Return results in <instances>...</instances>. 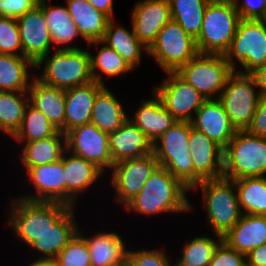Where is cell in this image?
Here are the masks:
<instances>
[{
    "mask_svg": "<svg viewBox=\"0 0 266 266\" xmlns=\"http://www.w3.org/2000/svg\"><path fill=\"white\" fill-rule=\"evenodd\" d=\"M189 191L167 169L159 165L138 195L125 205V209L148 216L164 212H192L194 207L186 196Z\"/></svg>",
    "mask_w": 266,
    "mask_h": 266,
    "instance_id": "1",
    "label": "cell"
},
{
    "mask_svg": "<svg viewBox=\"0 0 266 266\" xmlns=\"http://www.w3.org/2000/svg\"><path fill=\"white\" fill-rule=\"evenodd\" d=\"M44 64V66H43ZM41 75H33L45 85L69 89L83 86L93 81L91 76L90 52L80 49L58 50L41 57L34 71L42 68Z\"/></svg>",
    "mask_w": 266,
    "mask_h": 266,
    "instance_id": "2",
    "label": "cell"
},
{
    "mask_svg": "<svg viewBox=\"0 0 266 266\" xmlns=\"http://www.w3.org/2000/svg\"><path fill=\"white\" fill-rule=\"evenodd\" d=\"M11 211L7 226L19 241L30 245L52 227L71 207L59 202L30 201L10 198Z\"/></svg>",
    "mask_w": 266,
    "mask_h": 266,
    "instance_id": "3",
    "label": "cell"
},
{
    "mask_svg": "<svg viewBox=\"0 0 266 266\" xmlns=\"http://www.w3.org/2000/svg\"><path fill=\"white\" fill-rule=\"evenodd\" d=\"M190 131L191 122L175 121L153 143V153L159 165L191 191L194 188V165L189 145Z\"/></svg>",
    "mask_w": 266,
    "mask_h": 266,
    "instance_id": "4",
    "label": "cell"
},
{
    "mask_svg": "<svg viewBox=\"0 0 266 266\" xmlns=\"http://www.w3.org/2000/svg\"><path fill=\"white\" fill-rule=\"evenodd\" d=\"M240 20L232 0H210L200 34L195 39L198 53L224 55L231 46Z\"/></svg>",
    "mask_w": 266,
    "mask_h": 266,
    "instance_id": "5",
    "label": "cell"
},
{
    "mask_svg": "<svg viewBox=\"0 0 266 266\" xmlns=\"http://www.w3.org/2000/svg\"><path fill=\"white\" fill-rule=\"evenodd\" d=\"M198 187L209 226L214 235L223 237L242 216L234 180L226 177L207 179L192 190Z\"/></svg>",
    "mask_w": 266,
    "mask_h": 266,
    "instance_id": "6",
    "label": "cell"
},
{
    "mask_svg": "<svg viewBox=\"0 0 266 266\" xmlns=\"http://www.w3.org/2000/svg\"><path fill=\"white\" fill-rule=\"evenodd\" d=\"M266 176V138L237 130L224 148L223 177L235 180Z\"/></svg>",
    "mask_w": 266,
    "mask_h": 266,
    "instance_id": "7",
    "label": "cell"
},
{
    "mask_svg": "<svg viewBox=\"0 0 266 266\" xmlns=\"http://www.w3.org/2000/svg\"><path fill=\"white\" fill-rule=\"evenodd\" d=\"M233 72L224 55L198 53L176 73L208 100L219 98Z\"/></svg>",
    "mask_w": 266,
    "mask_h": 266,
    "instance_id": "8",
    "label": "cell"
},
{
    "mask_svg": "<svg viewBox=\"0 0 266 266\" xmlns=\"http://www.w3.org/2000/svg\"><path fill=\"white\" fill-rule=\"evenodd\" d=\"M224 56L234 71H237L234 62L240 63L243 67L242 71L238 69L240 73H252L266 65V20L241 19Z\"/></svg>",
    "mask_w": 266,
    "mask_h": 266,
    "instance_id": "9",
    "label": "cell"
},
{
    "mask_svg": "<svg viewBox=\"0 0 266 266\" xmlns=\"http://www.w3.org/2000/svg\"><path fill=\"white\" fill-rule=\"evenodd\" d=\"M261 95L250 73L234 71L228 78L218 100L222 103L236 130H246L259 104Z\"/></svg>",
    "mask_w": 266,
    "mask_h": 266,
    "instance_id": "10",
    "label": "cell"
},
{
    "mask_svg": "<svg viewBox=\"0 0 266 266\" xmlns=\"http://www.w3.org/2000/svg\"><path fill=\"white\" fill-rule=\"evenodd\" d=\"M197 54L195 39L174 20L160 30L148 50V56H152L166 73L177 72Z\"/></svg>",
    "mask_w": 266,
    "mask_h": 266,
    "instance_id": "11",
    "label": "cell"
},
{
    "mask_svg": "<svg viewBox=\"0 0 266 266\" xmlns=\"http://www.w3.org/2000/svg\"><path fill=\"white\" fill-rule=\"evenodd\" d=\"M167 78L153 89L165 109L176 121L191 122L206 99L176 72H168Z\"/></svg>",
    "mask_w": 266,
    "mask_h": 266,
    "instance_id": "12",
    "label": "cell"
},
{
    "mask_svg": "<svg viewBox=\"0 0 266 266\" xmlns=\"http://www.w3.org/2000/svg\"><path fill=\"white\" fill-rule=\"evenodd\" d=\"M158 166L159 162L153 152L140 158L114 163L109 171L110 183L116 192L115 201L125 206L138 195Z\"/></svg>",
    "mask_w": 266,
    "mask_h": 266,
    "instance_id": "13",
    "label": "cell"
},
{
    "mask_svg": "<svg viewBox=\"0 0 266 266\" xmlns=\"http://www.w3.org/2000/svg\"><path fill=\"white\" fill-rule=\"evenodd\" d=\"M65 135L68 152L90 161L103 173L111 169L109 134L90 122L69 130Z\"/></svg>",
    "mask_w": 266,
    "mask_h": 266,
    "instance_id": "14",
    "label": "cell"
},
{
    "mask_svg": "<svg viewBox=\"0 0 266 266\" xmlns=\"http://www.w3.org/2000/svg\"><path fill=\"white\" fill-rule=\"evenodd\" d=\"M171 20L169 0H140L131 11V27L139 42L148 50L160 30Z\"/></svg>",
    "mask_w": 266,
    "mask_h": 266,
    "instance_id": "15",
    "label": "cell"
},
{
    "mask_svg": "<svg viewBox=\"0 0 266 266\" xmlns=\"http://www.w3.org/2000/svg\"><path fill=\"white\" fill-rule=\"evenodd\" d=\"M189 145L194 165V187L203 180L223 177L224 149L221 146L192 125Z\"/></svg>",
    "mask_w": 266,
    "mask_h": 266,
    "instance_id": "16",
    "label": "cell"
},
{
    "mask_svg": "<svg viewBox=\"0 0 266 266\" xmlns=\"http://www.w3.org/2000/svg\"><path fill=\"white\" fill-rule=\"evenodd\" d=\"M22 44V56L34 64L51 50V37L44 13L39 5L17 18Z\"/></svg>",
    "mask_w": 266,
    "mask_h": 266,
    "instance_id": "17",
    "label": "cell"
},
{
    "mask_svg": "<svg viewBox=\"0 0 266 266\" xmlns=\"http://www.w3.org/2000/svg\"><path fill=\"white\" fill-rule=\"evenodd\" d=\"M35 194L19 197L30 201L59 202L65 204V174L63 156L58 162L35 167H24Z\"/></svg>",
    "mask_w": 266,
    "mask_h": 266,
    "instance_id": "18",
    "label": "cell"
},
{
    "mask_svg": "<svg viewBox=\"0 0 266 266\" xmlns=\"http://www.w3.org/2000/svg\"><path fill=\"white\" fill-rule=\"evenodd\" d=\"M191 125L192 128L204 133L223 149L237 132L218 99L206 100L195 113Z\"/></svg>",
    "mask_w": 266,
    "mask_h": 266,
    "instance_id": "19",
    "label": "cell"
},
{
    "mask_svg": "<svg viewBox=\"0 0 266 266\" xmlns=\"http://www.w3.org/2000/svg\"><path fill=\"white\" fill-rule=\"evenodd\" d=\"M63 169L65 174V204L70 207H76L75 204L80 193H85L89 187L91 188L93 184H96L100 177L104 176L103 172L93 163L67 150L63 154Z\"/></svg>",
    "mask_w": 266,
    "mask_h": 266,
    "instance_id": "20",
    "label": "cell"
},
{
    "mask_svg": "<svg viewBox=\"0 0 266 266\" xmlns=\"http://www.w3.org/2000/svg\"><path fill=\"white\" fill-rule=\"evenodd\" d=\"M109 152L114 164L152 153L153 144L131 120L127 119L120 128L109 134Z\"/></svg>",
    "mask_w": 266,
    "mask_h": 266,
    "instance_id": "21",
    "label": "cell"
},
{
    "mask_svg": "<svg viewBox=\"0 0 266 266\" xmlns=\"http://www.w3.org/2000/svg\"><path fill=\"white\" fill-rule=\"evenodd\" d=\"M222 241L246 256L266 243V216L242 214L240 220L222 237Z\"/></svg>",
    "mask_w": 266,
    "mask_h": 266,
    "instance_id": "22",
    "label": "cell"
},
{
    "mask_svg": "<svg viewBox=\"0 0 266 266\" xmlns=\"http://www.w3.org/2000/svg\"><path fill=\"white\" fill-rule=\"evenodd\" d=\"M75 209L76 207H71L30 245L31 249L42 254L40 257L38 256V259H55L79 232L78 222L75 220Z\"/></svg>",
    "mask_w": 266,
    "mask_h": 266,
    "instance_id": "23",
    "label": "cell"
},
{
    "mask_svg": "<svg viewBox=\"0 0 266 266\" xmlns=\"http://www.w3.org/2000/svg\"><path fill=\"white\" fill-rule=\"evenodd\" d=\"M28 95L29 103L65 134V90L45 85L34 77Z\"/></svg>",
    "mask_w": 266,
    "mask_h": 266,
    "instance_id": "24",
    "label": "cell"
},
{
    "mask_svg": "<svg viewBox=\"0 0 266 266\" xmlns=\"http://www.w3.org/2000/svg\"><path fill=\"white\" fill-rule=\"evenodd\" d=\"M104 86L92 81L65 90V134L77 126L91 122L96 96Z\"/></svg>",
    "mask_w": 266,
    "mask_h": 266,
    "instance_id": "25",
    "label": "cell"
},
{
    "mask_svg": "<svg viewBox=\"0 0 266 266\" xmlns=\"http://www.w3.org/2000/svg\"><path fill=\"white\" fill-rule=\"evenodd\" d=\"M90 253L91 266H118L127 260L128 249L122 237L115 232H98L91 237L84 236Z\"/></svg>",
    "mask_w": 266,
    "mask_h": 266,
    "instance_id": "26",
    "label": "cell"
},
{
    "mask_svg": "<svg viewBox=\"0 0 266 266\" xmlns=\"http://www.w3.org/2000/svg\"><path fill=\"white\" fill-rule=\"evenodd\" d=\"M153 94L152 98L140 101L134 116L132 118L128 117L148 137L152 144L176 121L165 109L156 94Z\"/></svg>",
    "mask_w": 266,
    "mask_h": 266,
    "instance_id": "27",
    "label": "cell"
},
{
    "mask_svg": "<svg viewBox=\"0 0 266 266\" xmlns=\"http://www.w3.org/2000/svg\"><path fill=\"white\" fill-rule=\"evenodd\" d=\"M38 5L42 8L45 21L48 24L53 48L58 45V50L80 49V47L71 44L78 36L80 37V34L66 5L53 6L49 0H39Z\"/></svg>",
    "mask_w": 266,
    "mask_h": 266,
    "instance_id": "28",
    "label": "cell"
},
{
    "mask_svg": "<svg viewBox=\"0 0 266 266\" xmlns=\"http://www.w3.org/2000/svg\"><path fill=\"white\" fill-rule=\"evenodd\" d=\"M68 13L86 44L103 39L110 20L88 0H65Z\"/></svg>",
    "mask_w": 266,
    "mask_h": 266,
    "instance_id": "29",
    "label": "cell"
},
{
    "mask_svg": "<svg viewBox=\"0 0 266 266\" xmlns=\"http://www.w3.org/2000/svg\"><path fill=\"white\" fill-rule=\"evenodd\" d=\"M102 41L122 56L134 71L140 66L143 51L148 54V49L139 42L133 27L127 29L116 24L114 19L108 21Z\"/></svg>",
    "mask_w": 266,
    "mask_h": 266,
    "instance_id": "30",
    "label": "cell"
},
{
    "mask_svg": "<svg viewBox=\"0 0 266 266\" xmlns=\"http://www.w3.org/2000/svg\"><path fill=\"white\" fill-rule=\"evenodd\" d=\"M124 110L119 99L104 86L96 96L91 123L107 134L114 133L129 117Z\"/></svg>",
    "mask_w": 266,
    "mask_h": 266,
    "instance_id": "31",
    "label": "cell"
},
{
    "mask_svg": "<svg viewBox=\"0 0 266 266\" xmlns=\"http://www.w3.org/2000/svg\"><path fill=\"white\" fill-rule=\"evenodd\" d=\"M66 148V135L58 130L53 136L24 143L20 160L24 167H35L58 162Z\"/></svg>",
    "mask_w": 266,
    "mask_h": 266,
    "instance_id": "32",
    "label": "cell"
},
{
    "mask_svg": "<svg viewBox=\"0 0 266 266\" xmlns=\"http://www.w3.org/2000/svg\"><path fill=\"white\" fill-rule=\"evenodd\" d=\"M29 68L34 69L35 64L27 57L0 54V91L28 92Z\"/></svg>",
    "mask_w": 266,
    "mask_h": 266,
    "instance_id": "33",
    "label": "cell"
},
{
    "mask_svg": "<svg viewBox=\"0 0 266 266\" xmlns=\"http://www.w3.org/2000/svg\"><path fill=\"white\" fill-rule=\"evenodd\" d=\"M100 44L102 47L98 49ZM91 45H94L93 48L95 47L97 50V54L95 55L90 52L91 76L93 81L105 85L102 79L103 74L108 77L107 79H111L134 70L122 56L102 40L88 43L89 47Z\"/></svg>",
    "mask_w": 266,
    "mask_h": 266,
    "instance_id": "34",
    "label": "cell"
},
{
    "mask_svg": "<svg viewBox=\"0 0 266 266\" xmlns=\"http://www.w3.org/2000/svg\"><path fill=\"white\" fill-rule=\"evenodd\" d=\"M234 183L242 214L266 216V176L244 177Z\"/></svg>",
    "mask_w": 266,
    "mask_h": 266,
    "instance_id": "35",
    "label": "cell"
},
{
    "mask_svg": "<svg viewBox=\"0 0 266 266\" xmlns=\"http://www.w3.org/2000/svg\"><path fill=\"white\" fill-rule=\"evenodd\" d=\"M29 104L28 92L0 91V130L13 137L20 129Z\"/></svg>",
    "mask_w": 266,
    "mask_h": 266,
    "instance_id": "36",
    "label": "cell"
},
{
    "mask_svg": "<svg viewBox=\"0 0 266 266\" xmlns=\"http://www.w3.org/2000/svg\"><path fill=\"white\" fill-rule=\"evenodd\" d=\"M210 0H169L171 19L194 39L200 34L204 12Z\"/></svg>",
    "mask_w": 266,
    "mask_h": 266,
    "instance_id": "37",
    "label": "cell"
},
{
    "mask_svg": "<svg viewBox=\"0 0 266 266\" xmlns=\"http://www.w3.org/2000/svg\"><path fill=\"white\" fill-rule=\"evenodd\" d=\"M215 236V239L209 234L194 236L181 248V256L177 258L174 266H209L215 249L222 242L221 236Z\"/></svg>",
    "mask_w": 266,
    "mask_h": 266,
    "instance_id": "38",
    "label": "cell"
},
{
    "mask_svg": "<svg viewBox=\"0 0 266 266\" xmlns=\"http://www.w3.org/2000/svg\"><path fill=\"white\" fill-rule=\"evenodd\" d=\"M57 131L58 129L29 103L25 109L22 125L12 139L23 144L48 138Z\"/></svg>",
    "mask_w": 266,
    "mask_h": 266,
    "instance_id": "39",
    "label": "cell"
},
{
    "mask_svg": "<svg viewBox=\"0 0 266 266\" xmlns=\"http://www.w3.org/2000/svg\"><path fill=\"white\" fill-rule=\"evenodd\" d=\"M55 260L58 266H91L86 240L77 233Z\"/></svg>",
    "mask_w": 266,
    "mask_h": 266,
    "instance_id": "40",
    "label": "cell"
},
{
    "mask_svg": "<svg viewBox=\"0 0 266 266\" xmlns=\"http://www.w3.org/2000/svg\"><path fill=\"white\" fill-rule=\"evenodd\" d=\"M0 54L22 56L17 19L0 17Z\"/></svg>",
    "mask_w": 266,
    "mask_h": 266,
    "instance_id": "41",
    "label": "cell"
},
{
    "mask_svg": "<svg viewBox=\"0 0 266 266\" xmlns=\"http://www.w3.org/2000/svg\"><path fill=\"white\" fill-rule=\"evenodd\" d=\"M129 266H173L166 252L162 249H139L127 252Z\"/></svg>",
    "mask_w": 266,
    "mask_h": 266,
    "instance_id": "42",
    "label": "cell"
},
{
    "mask_svg": "<svg viewBox=\"0 0 266 266\" xmlns=\"http://www.w3.org/2000/svg\"><path fill=\"white\" fill-rule=\"evenodd\" d=\"M246 256L229 248L223 241L215 249L209 266H244Z\"/></svg>",
    "mask_w": 266,
    "mask_h": 266,
    "instance_id": "43",
    "label": "cell"
},
{
    "mask_svg": "<svg viewBox=\"0 0 266 266\" xmlns=\"http://www.w3.org/2000/svg\"><path fill=\"white\" fill-rule=\"evenodd\" d=\"M240 19L266 20V0H232Z\"/></svg>",
    "mask_w": 266,
    "mask_h": 266,
    "instance_id": "44",
    "label": "cell"
},
{
    "mask_svg": "<svg viewBox=\"0 0 266 266\" xmlns=\"http://www.w3.org/2000/svg\"><path fill=\"white\" fill-rule=\"evenodd\" d=\"M39 0H0V17L17 19L38 5Z\"/></svg>",
    "mask_w": 266,
    "mask_h": 266,
    "instance_id": "45",
    "label": "cell"
},
{
    "mask_svg": "<svg viewBox=\"0 0 266 266\" xmlns=\"http://www.w3.org/2000/svg\"><path fill=\"white\" fill-rule=\"evenodd\" d=\"M246 131L249 134L266 138V96L260 98L255 114Z\"/></svg>",
    "mask_w": 266,
    "mask_h": 266,
    "instance_id": "46",
    "label": "cell"
},
{
    "mask_svg": "<svg viewBox=\"0 0 266 266\" xmlns=\"http://www.w3.org/2000/svg\"><path fill=\"white\" fill-rule=\"evenodd\" d=\"M246 263L250 266H266V243L247 254Z\"/></svg>",
    "mask_w": 266,
    "mask_h": 266,
    "instance_id": "47",
    "label": "cell"
},
{
    "mask_svg": "<svg viewBox=\"0 0 266 266\" xmlns=\"http://www.w3.org/2000/svg\"><path fill=\"white\" fill-rule=\"evenodd\" d=\"M250 74L256 81L261 97L266 96V65L258 67Z\"/></svg>",
    "mask_w": 266,
    "mask_h": 266,
    "instance_id": "48",
    "label": "cell"
},
{
    "mask_svg": "<svg viewBox=\"0 0 266 266\" xmlns=\"http://www.w3.org/2000/svg\"><path fill=\"white\" fill-rule=\"evenodd\" d=\"M98 11L105 14L109 19H114L113 0H88Z\"/></svg>",
    "mask_w": 266,
    "mask_h": 266,
    "instance_id": "49",
    "label": "cell"
},
{
    "mask_svg": "<svg viewBox=\"0 0 266 266\" xmlns=\"http://www.w3.org/2000/svg\"><path fill=\"white\" fill-rule=\"evenodd\" d=\"M33 261L27 266H58L55 259H34Z\"/></svg>",
    "mask_w": 266,
    "mask_h": 266,
    "instance_id": "50",
    "label": "cell"
},
{
    "mask_svg": "<svg viewBox=\"0 0 266 266\" xmlns=\"http://www.w3.org/2000/svg\"><path fill=\"white\" fill-rule=\"evenodd\" d=\"M118 266H129V264H128L127 261H126V262H124V263H122V264H120V265H118Z\"/></svg>",
    "mask_w": 266,
    "mask_h": 266,
    "instance_id": "51",
    "label": "cell"
}]
</instances>
